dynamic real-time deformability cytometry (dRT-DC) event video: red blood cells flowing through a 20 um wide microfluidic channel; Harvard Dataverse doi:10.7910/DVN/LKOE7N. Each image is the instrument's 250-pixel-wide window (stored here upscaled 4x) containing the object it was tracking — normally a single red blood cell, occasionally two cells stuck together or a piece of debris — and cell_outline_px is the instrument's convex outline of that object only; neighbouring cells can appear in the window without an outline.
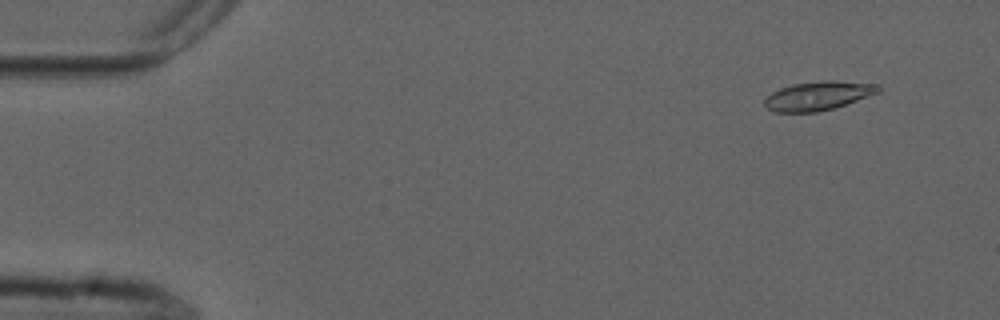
{"species": "common noctule bat (a hibernating species)", "species_latin": "Nyctalus noctula", "temperature_condition": "cold", "stored_images_in_passage": 13, "camera_frame_rate_fps": 3000, "um_per_image_px": 0.085, "animal": {"sex": "male", "forearm_length_mm": 52.5}, "frame": {"image": 1, "passage_image": 3, "time_ms": 0.667, "image_size_px": [1000, 320], "cell_outline_px": [[880, 92], [832, 108], [816, 112], [776, 112], [768, 108], [764, 104], [764, 100], [772, 92], [780, 88], [792, 84], [820, 80], [832, 80], [880, 84]], "centroid_in_image_um": [69.54, 8.12], "position_along_channel_um": 15.5, "area_um2": 19.02}}